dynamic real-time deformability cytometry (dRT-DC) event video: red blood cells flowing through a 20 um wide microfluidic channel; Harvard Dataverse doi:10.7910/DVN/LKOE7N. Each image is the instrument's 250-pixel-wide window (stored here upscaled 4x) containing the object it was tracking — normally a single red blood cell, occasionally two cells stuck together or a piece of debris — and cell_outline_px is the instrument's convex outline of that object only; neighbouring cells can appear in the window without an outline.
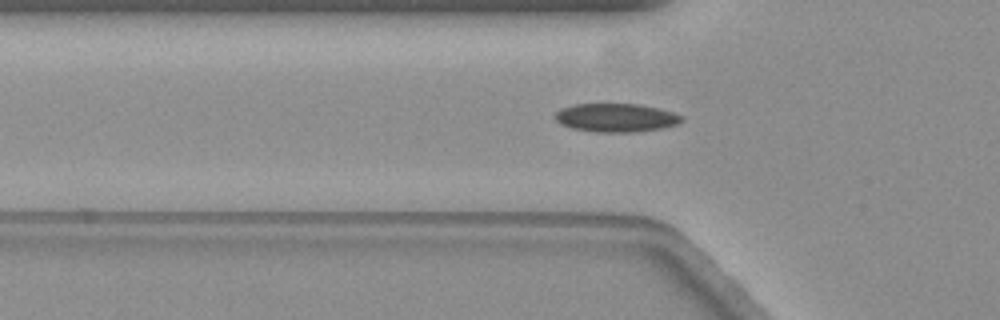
{"species": "common noctule bat (a hibernating species)", "species_latin": "Nyctalus noctula", "temperature_condition": "warm", "stored_images_in_passage": 42, "camera_frame_rate_fps": 3000, "um_per_image_px": 0.085, "animal": {"sex": "female", "body_mass_g": 19.3, "forearm_length_mm": 54.1}, "frame": {"image": 1, "passage_image": 9, "time_ms": 2.667, "image_size_px": [1000, 320], "cell_outline_px": [[684, 120], [680, 124], [664, 128], [636, 132], [596, 132], [572, 128], [560, 124], [552, 116], [560, 108], [576, 104], [640, 104], [672, 112], [684, 116]], "centroid_in_image_um": [52.37, 10.01], "position_along_channel_um": 73.4, "area_um2": 21.27}}
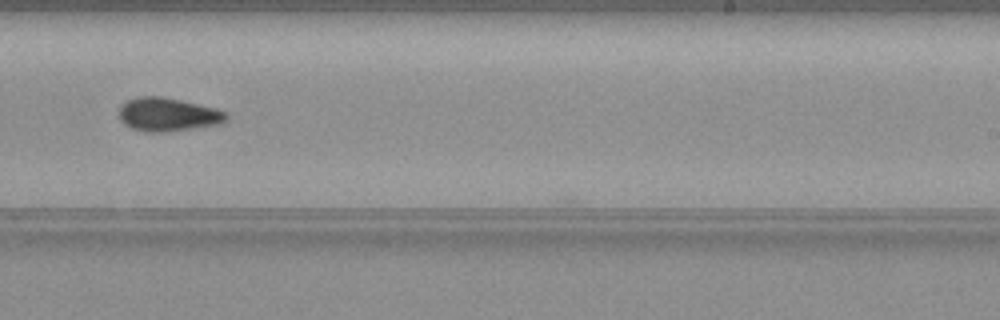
{"frame": {"image": 2, "passage_image": 26, "time_ms": 8.333, "image_size_px": [1000, 320], "cell_outline_px": [[228, 120], [220, 124], [172, 132], [144, 132], [132, 128], [124, 124], [120, 120], [120, 104], [128, 100], [140, 96], [160, 96], [180, 100], [216, 108], [228, 112]], "centroid_in_image_um": [14.3, 9.75], "position_along_channel_um": 274.7, "area_um2": 21.21}}
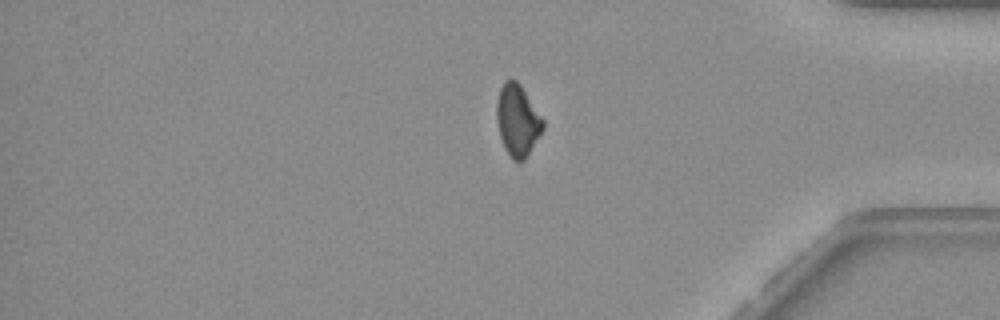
{"frame": {"image": 3, "passage_image": 38, "time_ms": 12.333, "image_size_px": [1000, 320], "cell_outline_px": [[544, 128], [524, 160], [520, 164], [512, 160], [504, 148], [500, 136], [496, 120], [496, 104], [500, 88], [504, 80], [516, 80], [520, 84], [544, 120]], "centroid_in_image_um": [43.97, 10.25], "position_along_channel_um": 391.2, "area_um2": 19.36}}